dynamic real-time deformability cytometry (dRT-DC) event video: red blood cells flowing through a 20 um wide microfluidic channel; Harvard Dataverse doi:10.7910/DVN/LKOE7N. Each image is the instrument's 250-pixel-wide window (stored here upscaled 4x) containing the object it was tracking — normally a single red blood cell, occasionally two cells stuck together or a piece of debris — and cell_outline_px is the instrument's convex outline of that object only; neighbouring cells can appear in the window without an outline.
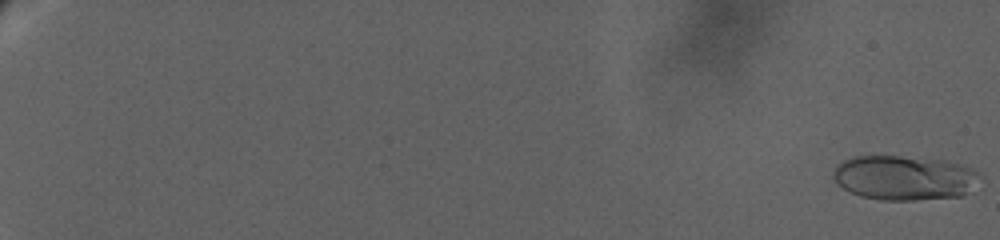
{"species": "human", "species_latin": "Homo sapiens", "temperature_condition": "warm", "stored_images_in_passage": 31, "camera_frame_rate_fps": 3000, "um_per_image_px": 0.085, "donor": {"sex": "female"}, "frame": {"image": 1, "passage_image": 1, "time_ms": 0.0, "image_size_px": [1000, 240], "cell_outline_px": [[984, 176], [964, 196], [912, 200], [880, 200], [860, 196], [836, 184], [832, 176], [832, 172], [844, 160], [852, 156], [900, 156], [944, 160], [964, 164]], "centroid_in_image_um": [76.9, 15.11], "position_along_channel_um": 8.1, "area_um2": 38.44}}
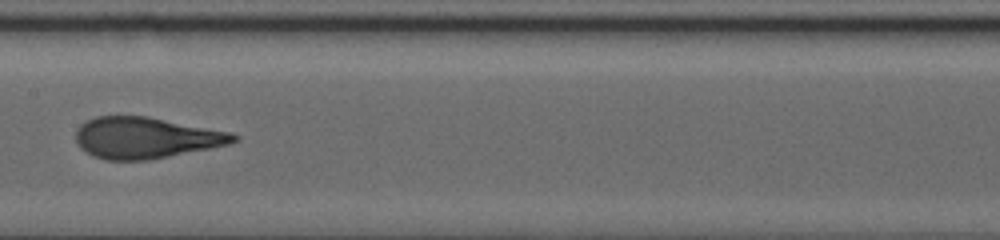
{"frame": {"image": 2, "passage_image": 19, "time_ms": 15.0, "image_size_px": [1000, 240], "cell_outline_px": [[240, 140], [228, 144], [148, 160], [108, 160], [92, 156], [80, 148], [76, 144], [76, 132], [80, 124], [96, 116], [148, 116], [232, 132], [240, 136]], "centroid_in_image_um": [12.39, 11.7], "position_along_channel_um": 195.0, "area_um2": 37.92}}
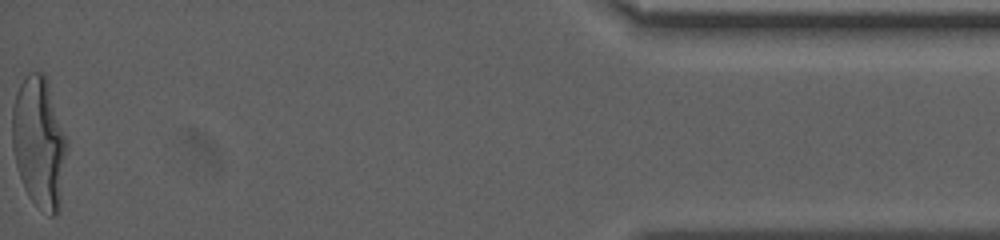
{"frame": {"image": 3, "passage_image": 31, "time_ms": 25.333, "image_size_px": [1000, 240], "cell_outline_px": [[68, 148], [60, 208], [56, 216], [48, 216], [28, 196], [24, 188], [16, 164], [12, 148], [12, 108], [16, 92], [24, 76], [28, 72], [44, 72], [48, 80], [68, 140]], "centroid_in_image_um": [3.35, 12.1], "position_along_channel_um": 431.8, "area_um2": 42.6}, "authors_computed_cell_mechanics": {"area_um2": 37.2232, "velocity_mm_per_s": 2.9553, "shape_relaxation_time_tau1_ms": 5.6374, "shape_relaxation_time_tau2_ms": null, "deformation_change_tau1": 0.2277, "deformation_change_tau2": null}}